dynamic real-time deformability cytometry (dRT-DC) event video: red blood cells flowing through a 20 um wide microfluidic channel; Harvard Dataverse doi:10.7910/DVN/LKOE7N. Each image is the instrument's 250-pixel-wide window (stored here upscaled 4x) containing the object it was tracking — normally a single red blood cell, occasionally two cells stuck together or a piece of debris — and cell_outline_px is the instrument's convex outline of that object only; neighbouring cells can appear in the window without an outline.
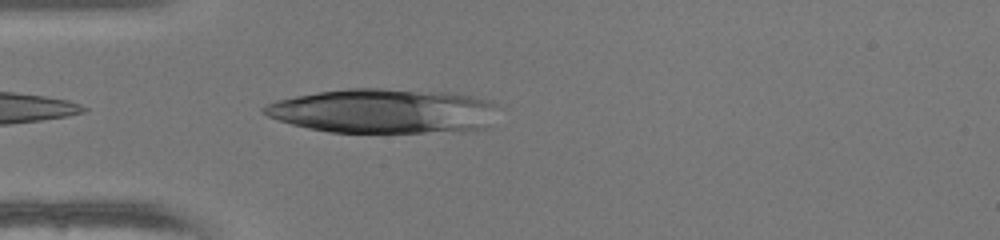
{"species": "human", "species_latin": "Homo sapiens", "temperature_condition": "warm", "stored_images_in_passage": 31, "camera_frame_rate_fps": 3000, "um_per_image_px": 0.085, "donor": {"sex": "female"}, "frame": {"image": 1, "passage_image": 1, "time_ms": 0.0, "image_size_px": [1000, 240], "cell_outline_px": [[496, 104], [488, 128], [460, 132], [328, 132], [308, 128], [292, 124], [268, 116], [260, 108], [264, 104], [276, 100], [316, 92], [348, 88], [380, 88], [456, 92], [492, 100]], "centroid_in_image_um": [32.64, 9.43], "position_along_channel_um": 52.4, "area_um2": 61.38}}
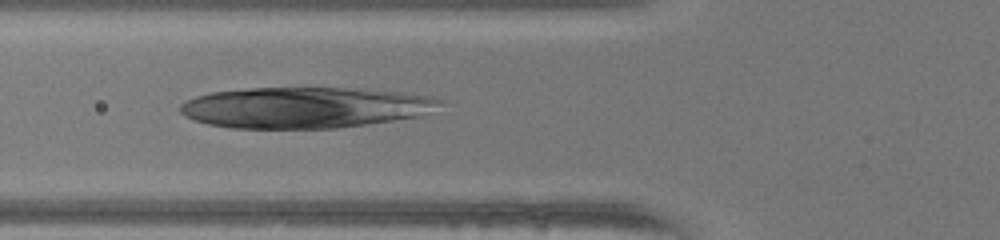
{"frame": {"image": 2, "passage_image": 5, "time_ms": 1.333, "image_size_px": [1000, 240], "cell_outline_px": [[444, 104], [420, 116], [336, 128], [232, 128], [208, 124], [184, 116], [180, 112], [180, 104], [196, 96], [212, 92], [248, 88], [368, 88], [404, 92], [428, 96], [444, 100]], "centroid_in_image_um": [25.94, 9.13], "position_along_channel_um": 99.9, "area_um2": 62.08}}
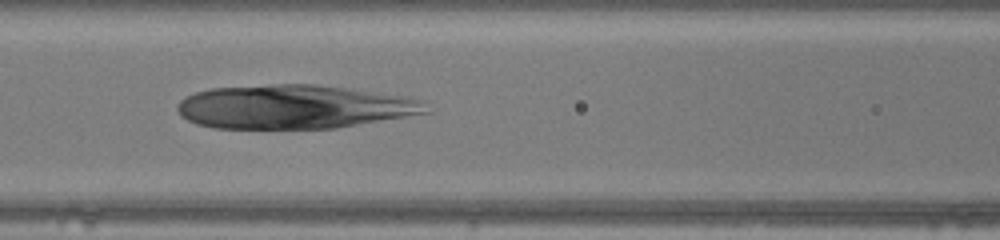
{"frame": {"image": 3, "passage_image": 8, "time_ms": 2.333, "image_size_px": [1000, 240], "cell_outline_px": [[428, 112], [336, 128], [212, 128], [196, 124], [180, 116], [176, 108], [176, 104], [180, 100], [196, 92], [212, 88], [276, 84], [316, 84], [348, 88], [404, 96], [424, 100]], "centroid_in_image_um": [24.94, 9.08], "position_along_channel_um": 141.7, "area_um2": 63.29}}